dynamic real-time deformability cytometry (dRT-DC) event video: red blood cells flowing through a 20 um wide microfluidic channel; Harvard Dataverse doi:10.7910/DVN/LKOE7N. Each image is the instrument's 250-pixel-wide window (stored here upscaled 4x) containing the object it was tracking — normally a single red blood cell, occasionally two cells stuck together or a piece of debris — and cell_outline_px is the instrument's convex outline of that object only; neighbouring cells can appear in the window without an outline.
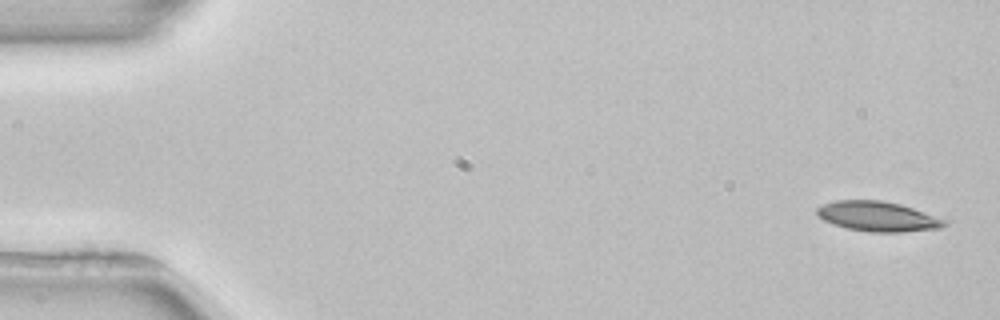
{"species": "common noctule bat (a hibernating species)", "species_latin": "Nyctalus noctula", "temperature_condition": "room temperature", "stored_images_in_passage": 4, "camera_frame_rate_fps": 3000, "um_per_image_px": 0.085, "animal": {"sex": "female", "body_mass_g": 22.7, "forearm_length_mm": 54.2}, "frame": {"image": 1, "passage_image": 1, "time_ms": 0.0, "image_size_px": [1000, 320], "cell_outline_px": [[948, 224], [940, 228], [904, 232], [868, 232], [848, 228], [832, 224], [824, 220], [816, 212], [816, 208], [824, 204], [836, 200], [880, 200], [900, 204], [948, 220]], "centroid_in_image_um": [74.63, 18.4], "position_along_channel_um": 10.4, "area_um2": 22.2}}
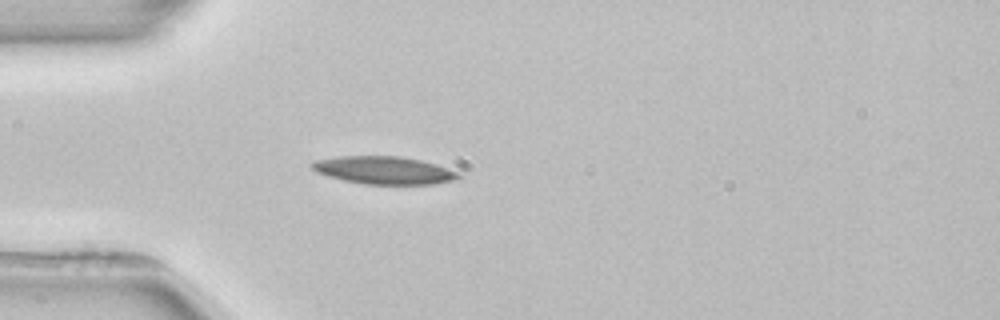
{"frame": {"image": 2, "passage_image": 4, "time_ms": 4.333, "image_size_px": [1000, 320], "cell_outline_px": [[460, 176], [456, 180], [436, 184], [364, 184], [344, 180], [328, 176], [316, 172], [308, 164], [316, 160], [340, 156], [400, 156], [420, 160], [436, 164], [460, 172]], "centroid_in_image_um": [32.65, 14.47], "position_along_channel_um": 52.3, "area_um2": 23.76}}